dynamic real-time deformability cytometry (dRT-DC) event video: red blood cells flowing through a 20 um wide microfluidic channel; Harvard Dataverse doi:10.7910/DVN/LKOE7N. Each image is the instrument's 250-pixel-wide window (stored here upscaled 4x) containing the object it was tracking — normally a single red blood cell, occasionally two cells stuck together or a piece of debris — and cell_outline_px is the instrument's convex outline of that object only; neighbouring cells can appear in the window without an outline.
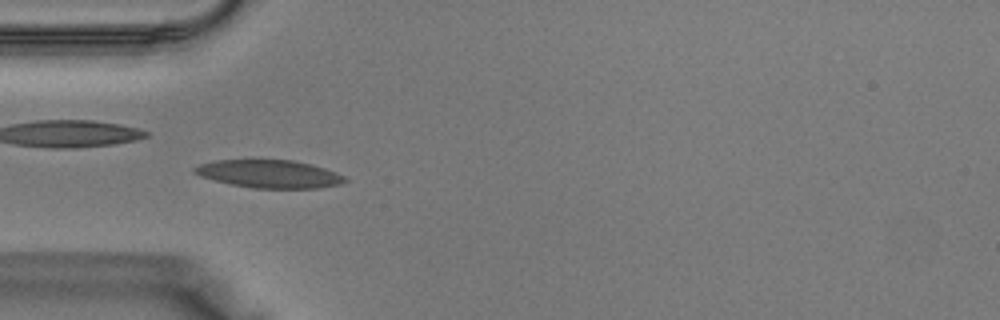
{"species": "Egyptian fruit bat (a non-hibernating species)", "species_latin": "Rousettus aegyptiacus", "temperature_condition": "warm", "stored_images_in_passage": 32, "camera_frame_rate_fps": 3000, "um_per_image_px": 0.085, "animal": {"sex": "male"}, "frame": {"image": 1, "passage_image": 5, "time_ms": 1.333, "image_size_px": [1000, 320], "cell_outline_px": [[348, 180], [340, 184], [316, 188], [252, 188], [232, 184], [200, 176], [192, 172], [192, 168], [200, 164], [216, 160], [292, 160], [312, 164], [336, 172], [344, 176]], "centroid_in_image_um": [22.89, 14.78], "position_along_channel_um": 62.1, "area_um2": 24.33}}
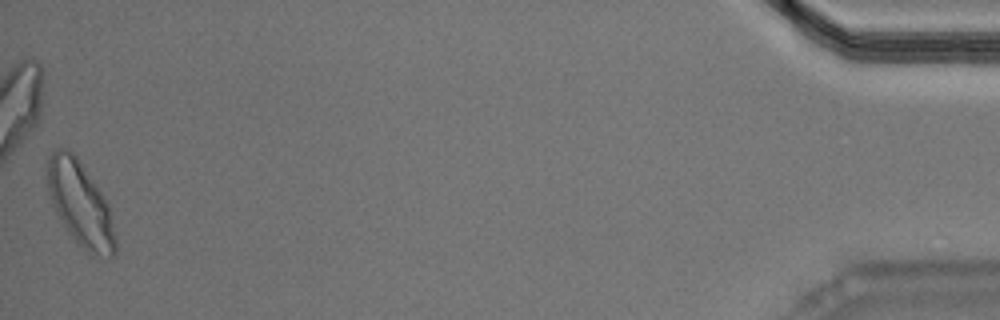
{"frame": {"image": 2, "passage_image": 32, "time_ms": 10.333, "image_size_px": [1000, 320], "cell_outline_px": [[116, 256], [92, 256], [68, 232], [56, 212], [52, 204], [48, 192], [48, 156], [56, 148], [64, 148], [72, 152], [76, 156], [108, 204], [116, 236]], "centroid_in_image_um": [6.83, 17.35], "position_along_channel_um": 428.4, "area_um2": 32.89}}